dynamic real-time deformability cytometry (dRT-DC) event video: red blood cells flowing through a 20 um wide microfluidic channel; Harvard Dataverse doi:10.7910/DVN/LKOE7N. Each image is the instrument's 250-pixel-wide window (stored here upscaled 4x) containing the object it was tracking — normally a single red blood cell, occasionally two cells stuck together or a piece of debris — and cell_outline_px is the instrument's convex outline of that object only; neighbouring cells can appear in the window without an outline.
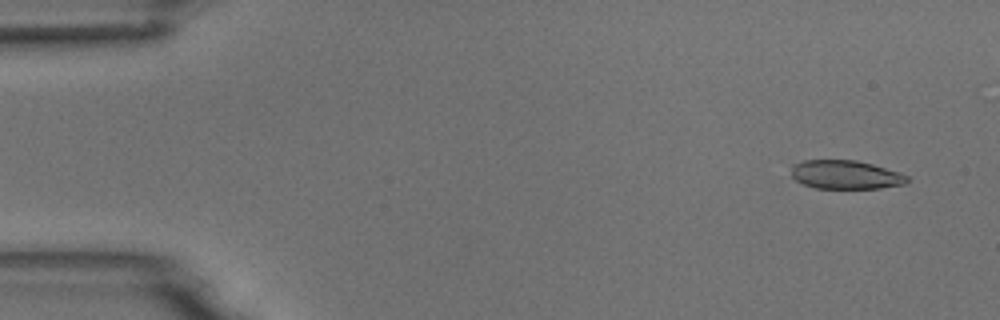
{"species": "common noctule bat (a hibernating species)", "species_latin": "Nyctalus noctula", "temperature_condition": "room temperature", "stored_images_in_passage": 5, "camera_frame_rate_fps": 3000, "um_per_image_px": 0.085, "animal": {"sex": "male", "body_mass_g": 18.8}, "frame": {"image": 1, "passage_image": 1, "time_ms": 0.0, "image_size_px": [1000, 320], "cell_outline_px": [[908, 180], [904, 184], [880, 188], [816, 188], [804, 184], [796, 180], [792, 176], [792, 164], [804, 160], [856, 160], [872, 164], [908, 176]], "centroid_in_image_um": [71.84, 14.84], "position_along_channel_um": 13.2, "area_um2": 19.13}}
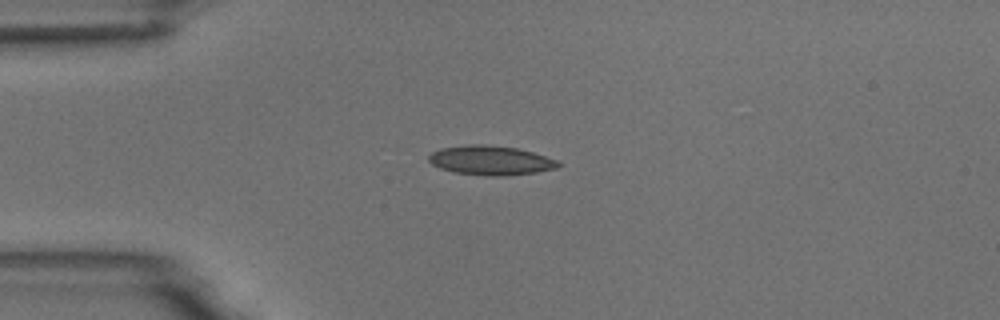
{"frame": {"image": 2, "passage_image": 4, "time_ms": 3.333, "image_size_px": [1000, 320], "cell_outline_px": [[560, 164], [556, 168], [536, 172], [500, 176], [492, 176], [456, 172], [440, 168], [432, 164], [428, 160], [428, 156], [432, 152], [440, 148], [472, 144], [484, 144], [516, 148], [532, 152], [556, 160]], "centroid_in_image_um": [41.67, 13.62], "position_along_channel_um": 43.3, "area_um2": 21.79}}